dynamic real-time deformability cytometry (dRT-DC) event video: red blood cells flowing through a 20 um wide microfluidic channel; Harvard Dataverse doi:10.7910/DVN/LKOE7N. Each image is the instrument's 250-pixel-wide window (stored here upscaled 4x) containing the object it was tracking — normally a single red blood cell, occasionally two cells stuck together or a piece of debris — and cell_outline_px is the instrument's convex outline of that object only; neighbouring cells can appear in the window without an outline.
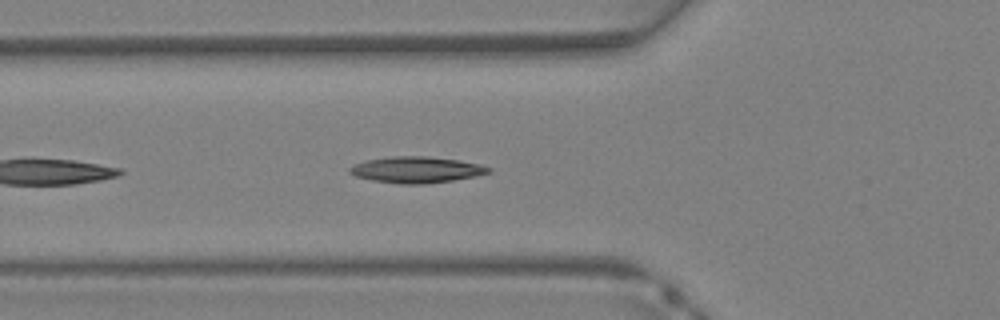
{"species": "Egyptian fruit bat (a non-hibernating species)", "species_latin": "Rousettus aegyptiacus", "temperature_condition": "warm", "stored_images_in_passage": 28, "camera_frame_rate_fps": 3000, "um_per_image_px": 0.085, "animal": {"sex": "female"}, "frame": {"image": 1, "passage_image": 3, "time_ms": 0.667, "image_size_px": [1000, 320], "cell_outline_px": [[492, 172], [476, 176], [452, 180], [424, 184], [400, 184], [372, 180], [356, 176], [348, 172], [348, 168], [356, 164], [368, 160], [392, 156], [428, 156], [460, 160], [480, 164], [492, 168]], "centroid_in_image_um": [35.43, 14.42], "position_along_channel_um": 90.4, "area_um2": 21.21}}
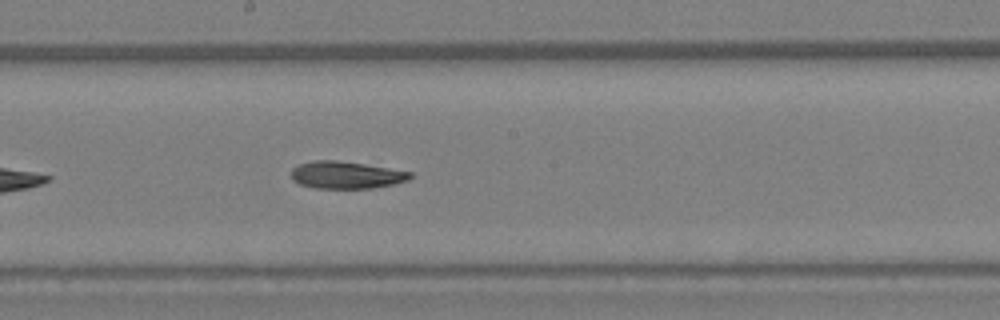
{"frame": {"image": 2, "passage_image": 10, "time_ms": 3.0, "image_size_px": [1000, 320], "cell_outline_px": [[412, 176], [408, 180], [392, 184], [372, 188], [316, 188], [300, 184], [292, 180], [292, 168], [300, 164], [316, 160], [336, 160], [364, 164], [412, 172]], "centroid_in_image_um": [29.41, 14.87], "position_along_channel_um": 218.8, "area_um2": 18.67}}
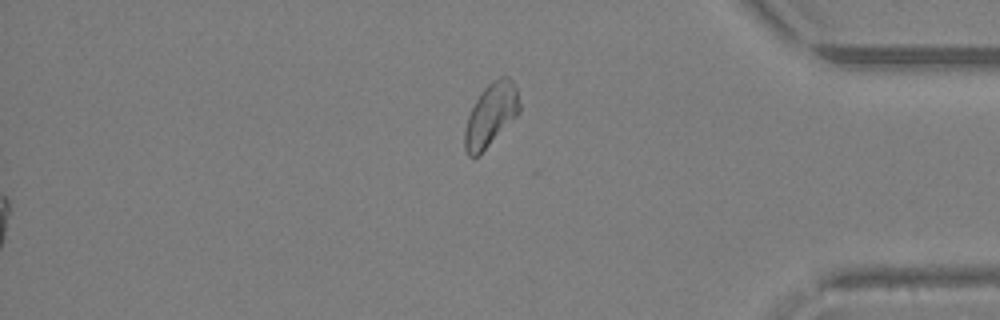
{"frame": {"image": 3, "passage_image": 28, "time_ms": 9.0, "image_size_px": [1000, 320], "cell_outline_px": [[520, 112], [480, 156], [468, 156], [464, 148], [464, 132], [468, 116], [476, 100], [484, 88], [488, 84], [500, 76], [508, 76], [512, 80], [516, 88], [520, 104]], "centroid_in_image_um": [41.72, 9.79], "position_along_channel_um": 393.5, "area_um2": 20.11}}